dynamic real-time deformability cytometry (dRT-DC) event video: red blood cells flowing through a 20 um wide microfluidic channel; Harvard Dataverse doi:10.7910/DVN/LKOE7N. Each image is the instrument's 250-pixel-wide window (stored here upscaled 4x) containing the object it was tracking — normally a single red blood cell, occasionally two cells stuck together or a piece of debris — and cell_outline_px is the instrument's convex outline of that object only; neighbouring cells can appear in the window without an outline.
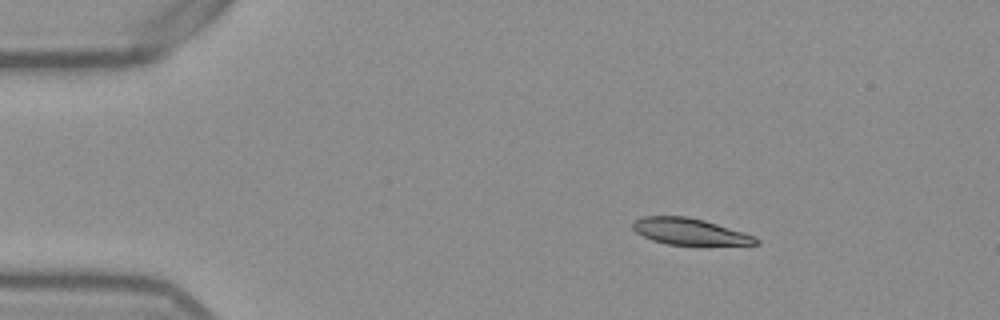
{"species": "Egyptian fruit bat (a non-hibernating species)", "species_latin": "Rousettus aegyptiacus", "temperature_condition": "warm", "stored_images_in_passage": 45, "camera_frame_rate_fps": 3000, "um_per_image_px": 0.085, "frame": {"image": 1, "passage_image": 1, "time_ms": 0.0, "image_size_px": [1000, 320], "cell_outline_px": [[760, 244], [668, 244], [652, 240], [636, 232], [632, 228], [632, 224], [636, 220], [644, 216], [688, 216], [704, 220], [744, 232], [756, 236], [760, 240]], "centroid_in_image_um": [58.63, 19.67], "position_along_channel_um": 26.4, "area_um2": 18.73}}
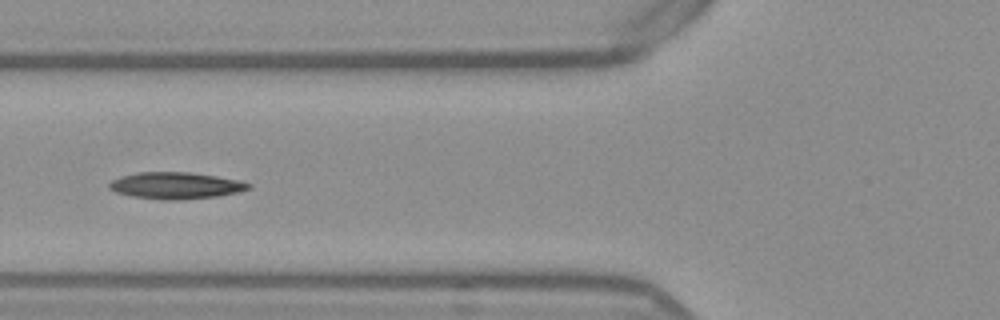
{"frame": {"image": 2, "passage_image": 13, "time_ms": 4.0, "image_size_px": [1000, 320], "cell_outline_px": [[252, 188], [236, 192], [216, 196], [180, 200], [160, 200], [132, 196], [116, 192], [108, 188], [108, 184], [112, 180], [120, 176], [136, 172], [192, 172], [240, 180], [252, 184]], "centroid_in_image_um": [14.92, 15.77], "position_along_channel_um": 110.9, "area_um2": 21.79}}
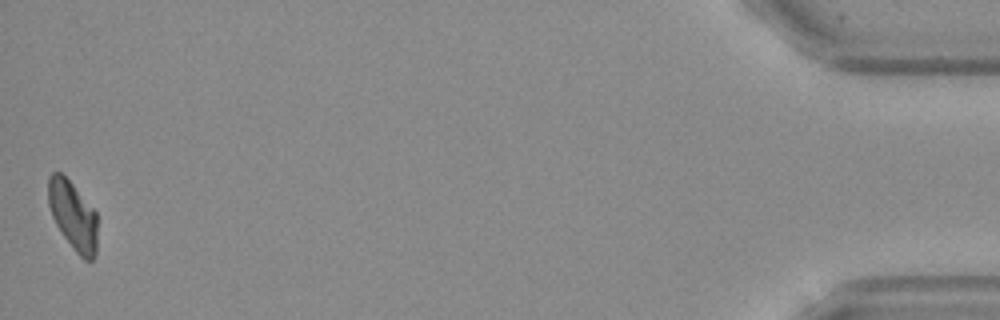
{"frame": {"image": 3, "passage_image": 45, "time_ms": 14.667, "image_size_px": [1000, 320], "cell_outline_px": [[96, 252], [92, 260], [84, 260], [72, 248], [56, 224], [52, 216], [48, 204], [48, 176], [52, 172], [60, 172], [72, 184], [96, 212]], "centroid_in_image_um": [6.18, 18.32], "position_along_channel_um": 429.0, "area_um2": 19.42}, "authors_computed_cell_mechanics": {"area_um2": 20.8658, "velocity_mm_per_s": 3.8525, "shape_relaxation_time_tau1_ms": 8.5507, "shape_relaxation_time_tau2_ms": 7.9728, "deformation_change_tau1": 0.2085, "deformation_change_tau2": 0.1275}}